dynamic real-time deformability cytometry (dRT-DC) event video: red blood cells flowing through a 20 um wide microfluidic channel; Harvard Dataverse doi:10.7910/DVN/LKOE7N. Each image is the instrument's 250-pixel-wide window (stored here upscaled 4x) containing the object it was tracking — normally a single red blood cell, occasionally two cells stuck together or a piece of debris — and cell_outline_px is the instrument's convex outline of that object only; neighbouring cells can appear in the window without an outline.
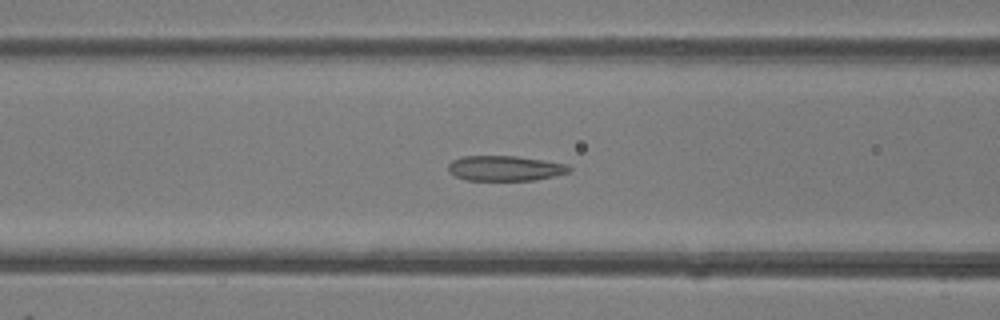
{"species": "common noctule bat (a hibernating species)", "species_latin": "Nyctalus noctula", "temperature_condition": "room temperature", "stored_images_in_passage": 48, "camera_frame_rate_fps": 3000, "um_per_image_px": 0.085, "animal": {"sex": "female"}, "frame": {"image": 1, "passage_image": 20, "time_ms": 6.333, "image_size_px": [1000, 320], "cell_outline_px": [[572, 168], [568, 172], [556, 176], [536, 180], [464, 180], [448, 172], [448, 164], [452, 160], [464, 156], [516, 156], [544, 160], [568, 164]], "centroid_in_image_um": [42.94, 14.3], "position_along_channel_um": 123.7, "area_um2": 17.86}}
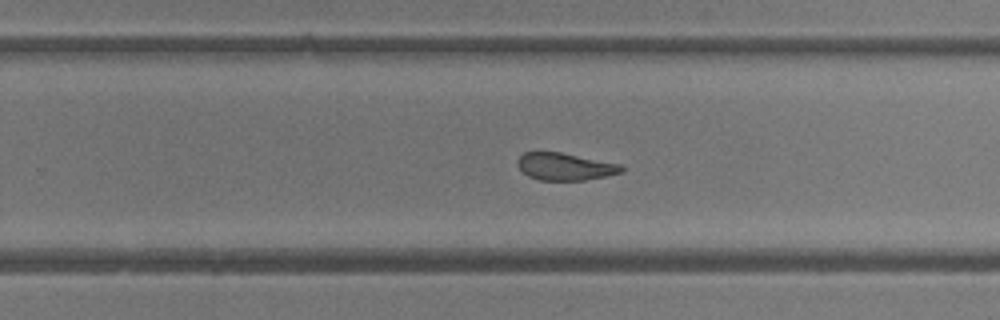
{"frame": {"image": 2, "passage_image": 31, "time_ms": 10.0, "image_size_px": [1000, 320], "cell_outline_px": [[624, 172], [584, 180], [540, 180], [528, 176], [516, 164], [516, 160], [524, 152], [560, 152], [620, 164], [624, 168]], "centroid_in_image_um": [48.01, 14.16], "position_along_channel_um": 281.8, "area_um2": 16.42}}
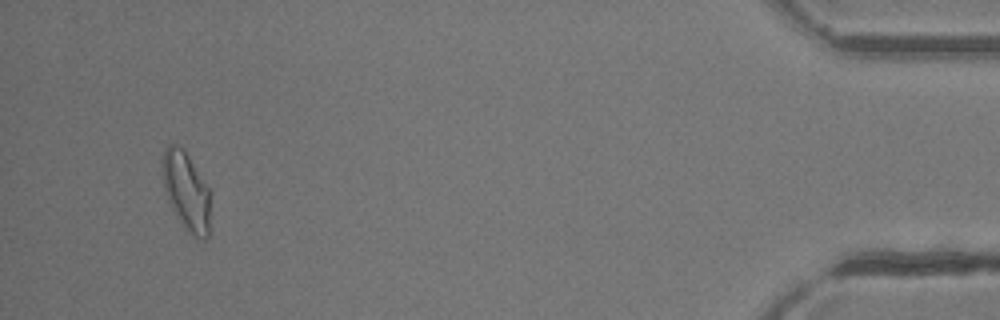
{"frame": {"image": 3, "passage_image": 46, "time_ms": 15.0, "image_size_px": [1000, 320], "cell_outline_px": [[208, 240], [200, 240], [188, 232], [184, 228], [172, 208], [168, 200], [164, 188], [164, 148], [168, 144], [176, 144], [184, 148], [208, 188]], "centroid_in_image_um": [15.83, 16.26], "position_along_channel_um": 419.4, "area_um2": 21.27}, "authors_computed_cell_mechanics": {"area_um2": 19.0162, "velocity_mm_per_s": 4.3292, "shape_relaxation_time_tau1_ms": null, "shape_relaxation_time_tau2_ms": 1.8931, "deformation_change_tau1": null, "deformation_change_tau2": 0.0808}}